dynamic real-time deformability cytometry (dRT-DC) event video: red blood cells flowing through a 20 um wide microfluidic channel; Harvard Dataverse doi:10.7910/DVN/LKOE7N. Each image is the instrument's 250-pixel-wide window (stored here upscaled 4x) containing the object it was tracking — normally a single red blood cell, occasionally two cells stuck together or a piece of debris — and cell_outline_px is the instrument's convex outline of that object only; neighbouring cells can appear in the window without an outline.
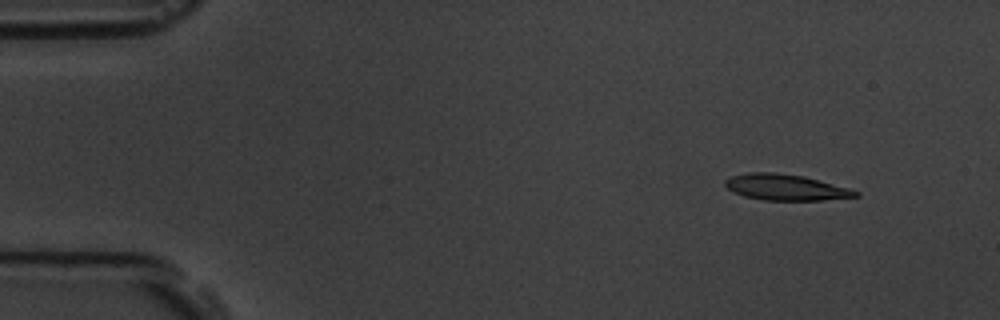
{"species": "common noctule bat (a hibernating species)", "species_latin": "Nyctalus noctula", "temperature_condition": "room temperature", "stored_images_in_passage": 6, "camera_frame_rate_fps": 3000, "um_per_image_px": 0.085, "animal": {"sex": "male", "body_mass_g": 19.5, "forearm_length_mm": 54.6}, "frame": {"image": 1, "passage_image": 2, "time_ms": 1.0, "image_size_px": [1000, 320], "cell_outline_px": [[860, 196], [820, 200], [764, 200], [744, 196], [732, 192], [724, 184], [724, 180], [732, 176], [748, 172], [776, 172], [804, 176], [848, 188], [860, 192]], "centroid_in_image_um": [66.75, 15.91], "position_along_channel_um": 18.2, "area_um2": 19.71}}
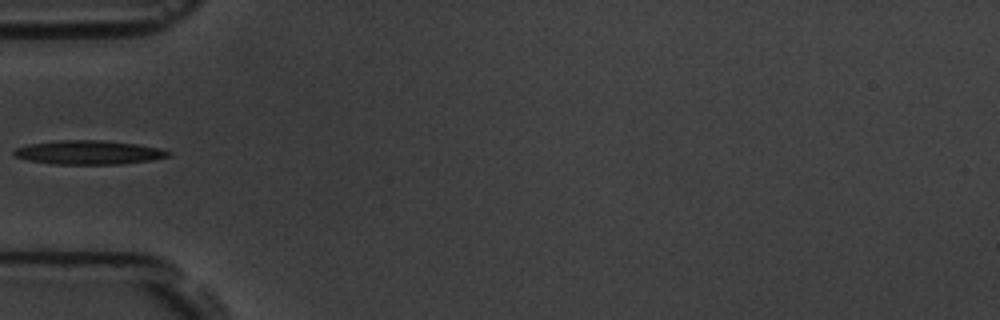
{"frame": {"image": 2, "passage_image": 5, "time_ms": 5.333, "image_size_px": [1000, 320], "cell_outline_px": [[172, 156], [152, 160], [120, 164], [52, 164], [28, 160], [12, 156], [12, 152], [16, 148], [28, 144], [60, 140], [100, 140], [136, 144], [160, 148], [172, 152]], "centroid_in_image_um": [7.54, 12.96], "position_along_channel_um": 77.5, "area_um2": 21.68}}
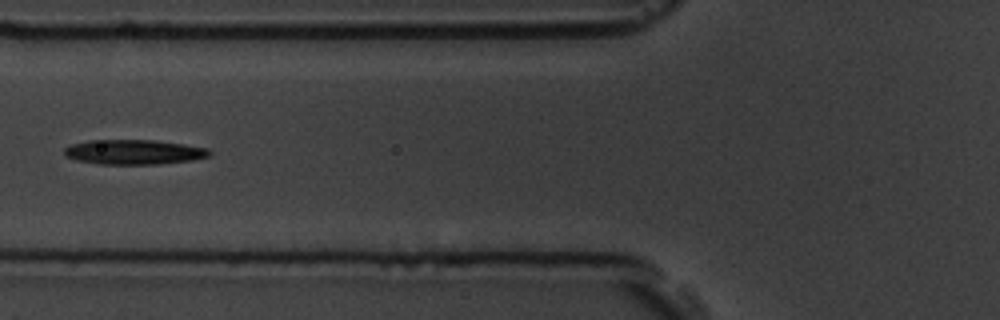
{"frame": {"image": 3, "passage_image": 6, "time_ms": 6.333, "image_size_px": [1000, 320], "cell_outline_px": [[212, 152], [208, 156], [192, 160], [160, 164], [100, 164], [76, 160], [64, 156], [64, 148], [72, 144], [88, 140], [152, 140], [184, 144], [208, 148]], "centroid_in_image_um": [11.36, 12.92], "position_along_channel_um": 114.4, "area_um2": 20.98}}